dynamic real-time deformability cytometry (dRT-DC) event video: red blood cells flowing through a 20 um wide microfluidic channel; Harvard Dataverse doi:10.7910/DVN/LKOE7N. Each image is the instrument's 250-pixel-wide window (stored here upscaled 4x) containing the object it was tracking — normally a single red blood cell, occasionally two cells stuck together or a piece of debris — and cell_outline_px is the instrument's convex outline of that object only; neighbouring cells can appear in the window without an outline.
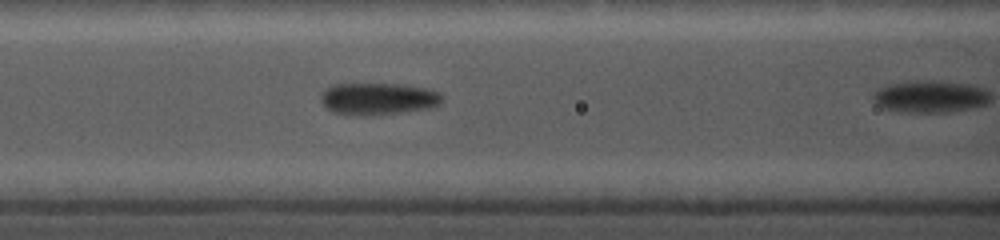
{"species": "common noctule bat (a hibernating species)", "species_latin": "Nyctalus noctula", "temperature_condition": "cold", "stored_images_in_passage": 16, "camera_frame_rate_fps": 5000, "um_per_image_px": 0.085, "animal": {"sex": "female", "body_mass_g": 19.0, "forearm_length_mm": 56.7}, "frame": {"image": 1, "passage_image": 7, "time_ms": 3.0, "image_size_px": [1000, 240], "cell_outline_px": [[444, 100], [440, 104], [432, 108], [400, 112], [360, 116], [332, 112], [320, 100], [320, 92], [332, 84], [404, 84], [424, 88], [440, 92], [444, 96]], "centroid_in_image_um": [32.15, 8.39], "position_along_channel_um": 134.4, "area_um2": 22.83}}
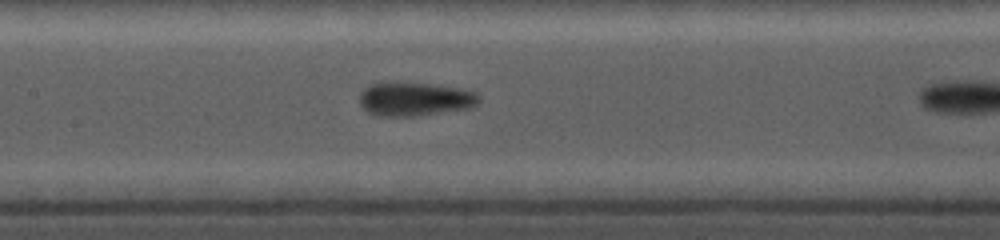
{"frame": {"image": 2, "passage_image": 10, "time_ms": 4.0, "image_size_px": [1000, 240], "cell_outline_px": [[480, 100], [472, 108], [412, 116], [380, 116], [368, 112], [360, 104], [360, 92], [368, 84], [392, 80], [396, 80], [432, 84], [460, 88], [476, 92], [480, 96]], "centroid_in_image_um": [35.23, 8.38], "position_along_channel_um": 172.2, "area_um2": 24.04}}
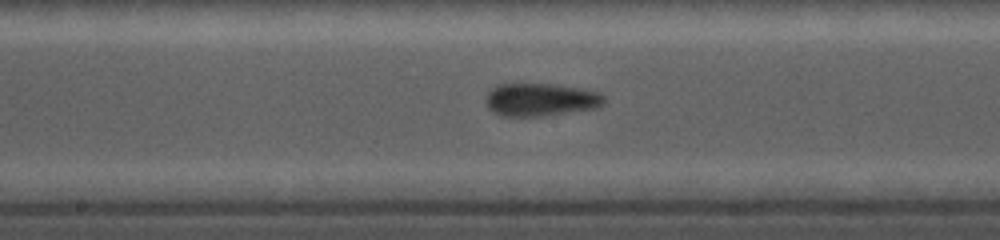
{"frame": {"image": 3, "passage_image": 12, "time_ms": 4.8, "image_size_px": [1000, 240], "cell_outline_px": [[604, 104], [596, 108], [544, 116], [500, 116], [492, 112], [488, 108], [484, 100], [488, 92], [496, 84], [556, 84], [580, 88], [600, 92], [604, 96]], "centroid_in_image_um": [45.93, 8.47], "position_along_channel_um": 202.3, "area_um2": 22.95}}